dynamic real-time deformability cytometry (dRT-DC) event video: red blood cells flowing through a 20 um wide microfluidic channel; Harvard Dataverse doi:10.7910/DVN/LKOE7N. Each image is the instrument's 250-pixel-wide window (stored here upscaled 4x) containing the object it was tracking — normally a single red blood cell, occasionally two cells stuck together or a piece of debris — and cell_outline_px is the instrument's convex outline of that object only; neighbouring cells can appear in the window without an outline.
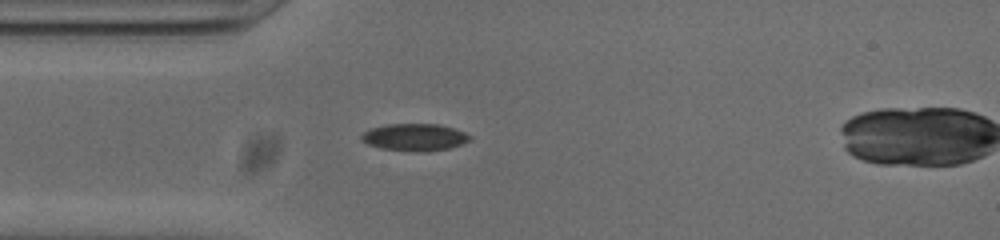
{"species": "common noctule bat (a hibernating species)", "species_latin": "Nyctalus noctula", "temperature_condition": "cold", "stored_images_in_passage": 36, "camera_frame_rate_fps": 3000, "um_per_image_px": 0.085, "animal": {"sex": "male", "body_mass_g": 20.0, "forearm_length_mm": 53.3}, "frame": {"image": 1, "passage_image": 3, "time_ms": 0.667, "image_size_px": [1000, 240], "cell_outline_px": [[472, 136], [468, 140], [460, 144], [448, 148], [380, 148], [368, 144], [360, 140], [360, 136], [368, 128], [384, 124], [440, 124], [464, 132]], "centroid_in_image_um": [35.16, 11.58], "position_along_channel_um": 49.8, "area_um2": 16.13}}
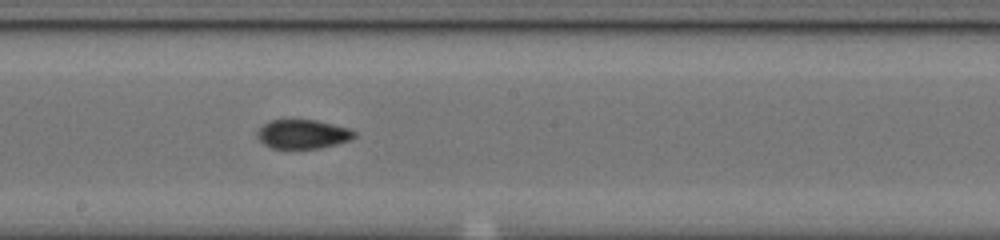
{"frame": {"image": 2, "passage_image": 17, "time_ms": 5.333, "image_size_px": [1000, 240], "cell_outline_px": [[356, 136], [352, 140], [320, 148], [272, 148], [264, 144], [256, 136], [256, 132], [264, 124], [272, 120], [316, 120], [348, 128], [356, 132]], "centroid_in_image_um": [25.75, 11.4], "position_along_channel_um": 222.5, "area_um2": 16.36}}
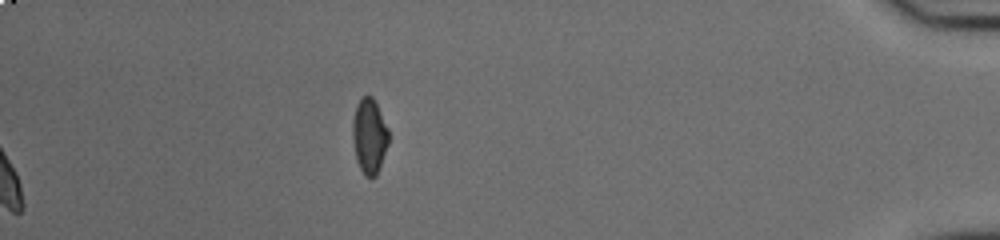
{"frame": {"image": 3, "passage_image": 36, "time_ms": 11.667, "image_size_px": [1000, 240], "cell_outline_px": [[388, 144], [380, 168], [376, 176], [372, 180], [364, 176], [356, 160], [352, 140], [352, 120], [356, 104], [364, 96], [372, 96], [388, 128]], "centroid_in_image_um": [31.38, 11.62], "position_along_channel_um": 403.8, "area_um2": 15.95}, "authors_computed_cell_mechanics": {"area_um2": 16.7909, "velocity_mm_per_s": 3.7979, "shape_relaxation_time_tau1_ms": null, "shape_relaxation_time_tau2_ms": 2.6769, "deformation_change_tau1": null, "deformation_change_tau2": 0.0668}}